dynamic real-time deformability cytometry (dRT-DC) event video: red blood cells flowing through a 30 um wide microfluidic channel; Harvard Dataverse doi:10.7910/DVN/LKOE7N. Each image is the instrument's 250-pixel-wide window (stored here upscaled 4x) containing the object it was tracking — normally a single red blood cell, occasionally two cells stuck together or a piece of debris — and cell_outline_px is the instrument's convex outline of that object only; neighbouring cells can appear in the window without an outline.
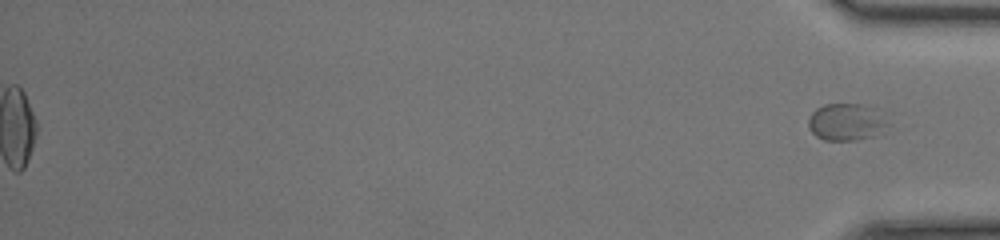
{"species": "common noctule bat (a hibernating species)", "species_latin": "Nyctalus noctula", "temperature_condition": "room temperature", "stored_images_in_passage": 45, "segment_of_instrument_passage": [2, 2], "camera_frame_rate_fps": 3000, "um_per_image_px": 0.085, "animal": {"sex": "female", "body_mass_g": 17.0, "forearm_length_mm": 48.0}, "frame": {"image": 1, "passage_image": 45, "time_ms": 14.667, "image_size_px": [1000, 240], "cell_outline_px": [[888, 124], [872, 136], [856, 140], [824, 140], [816, 136], [812, 132], [808, 124], [808, 120], [812, 112], [816, 108], [824, 104], [864, 104], [872, 108]], "centroid_in_image_um": [71.84, 10.37], "position_along_channel_um": 363.4, "area_um2": 16.65}}